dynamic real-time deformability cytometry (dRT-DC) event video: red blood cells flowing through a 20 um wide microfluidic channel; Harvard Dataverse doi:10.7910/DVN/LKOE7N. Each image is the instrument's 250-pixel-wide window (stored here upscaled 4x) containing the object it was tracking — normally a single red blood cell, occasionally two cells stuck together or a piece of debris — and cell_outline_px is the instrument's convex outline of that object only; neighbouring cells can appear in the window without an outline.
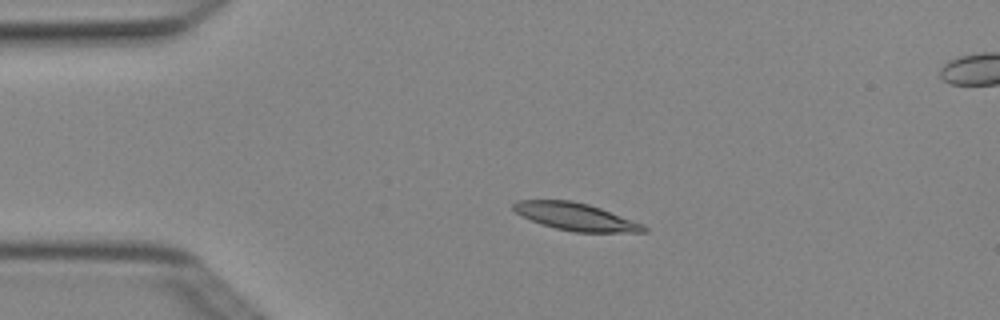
{"species": "Egyptian fruit bat (a non-hibernating species)", "species_latin": "Rousettus aegyptiacus", "temperature_condition": "cold", "stored_images_in_passage": 5, "camera_frame_rate_fps": 3000, "um_per_image_px": 0.085, "animal": {"sex": "female"}, "frame": {"image": 1, "passage_image": 3, "time_ms": 0.667, "image_size_px": [1000, 320], "cell_outline_px": [[648, 232], [572, 232], [540, 224], [516, 212], [512, 208], [512, 204], [516, 200], [572, 200], [588, 204], [600, 208], [644, 224], [648, 228]], "centroid_in_image_um": [48.95, 18.42], "position_along_channel_um": 36.1, "area_um2": 20.81}}